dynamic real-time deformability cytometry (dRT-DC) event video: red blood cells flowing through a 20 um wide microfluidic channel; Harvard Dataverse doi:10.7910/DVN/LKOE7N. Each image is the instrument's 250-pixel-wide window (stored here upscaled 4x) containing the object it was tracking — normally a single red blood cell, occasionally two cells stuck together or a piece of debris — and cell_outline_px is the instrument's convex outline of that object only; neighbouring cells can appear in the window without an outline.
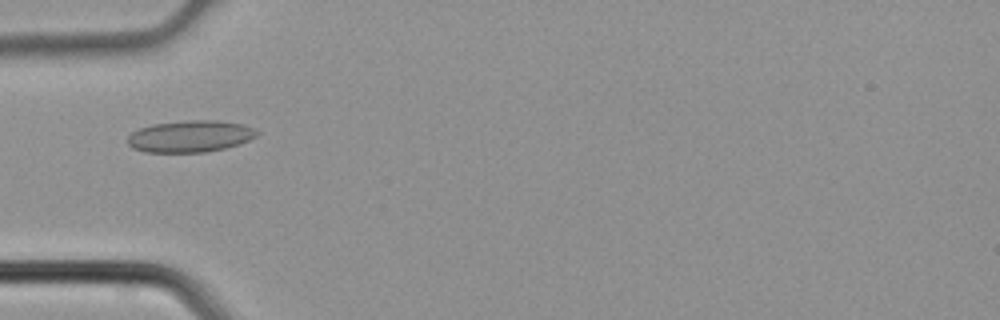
{"species": "common noctule bat (a hibernating species)", "species_latin": "Nyctalus noctula", "temperature_condition": "cold", "stored_images_in_passage": 1, "camera_frame_rate_fps": 3000, "um_per_image_px": 0.085, "animal": {"sex": "male", "body_mass_g": 21.5, "forearm_length_mm": 52.0}, "frame": {"image": 1, "passage_image": 1, "time_ms": 0.0, "image_size_px": [1000, 320], "cell_outline_px": [[260, 132], [256, 136], [240, 144], [224, 148], [204, 152], [144, 152], [132, 148], [128, 144], [128, 136], [132, 132], [140, 128], [152, 124], [188, 120], [220, 120], [240, 124], [256, 128]], "centroid_in_image_um": [16.17, 11.58], "position_along_channel_um": 68.8, "area_um2": 23.99}}